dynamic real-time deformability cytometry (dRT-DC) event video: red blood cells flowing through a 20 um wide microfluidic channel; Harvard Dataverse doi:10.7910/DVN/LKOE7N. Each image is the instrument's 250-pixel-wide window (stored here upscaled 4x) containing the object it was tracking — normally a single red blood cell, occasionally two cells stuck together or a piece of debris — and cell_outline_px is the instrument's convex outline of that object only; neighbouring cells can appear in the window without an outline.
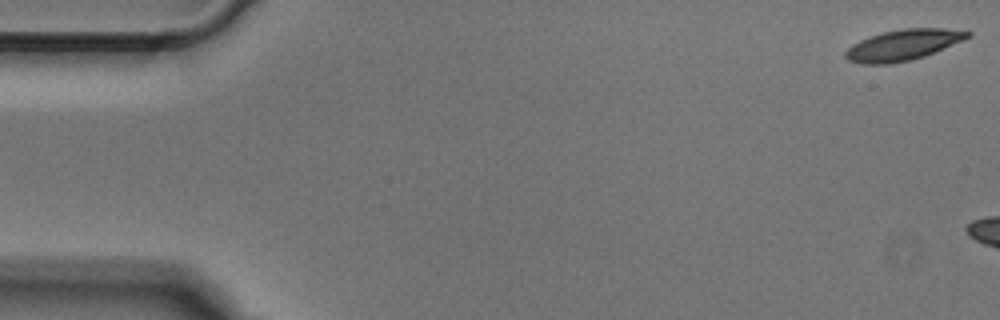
{"species": "Egyptian fruit bat (a non-hibernating species)", "species_latin": "Rousettus aegyptiacus", "temperature_condition": "cold", "stored_images_in_passage": 5, "camera_frame_rate_fps": 3000, "um_per_image_px": 0.085, "animal": {"sex": "male"}, "frame": {"image": 1, "passage_image": 1, "time_ms": 0.0, "image_size_px": [1000, 320], "cell_outline_px": [[972, 36], [924, 56], [908, 60], [888, 64], [860, 64], [848, 60], [844, 56], [844, 52], [852, 44], [860, 40], [884, 32], [904, 28], [944, 28], [972, 32]], "centroid_in_image_um": [76.73, 3.82], "position_along_channel_um": 8.3, "area_um2": 21.68}}